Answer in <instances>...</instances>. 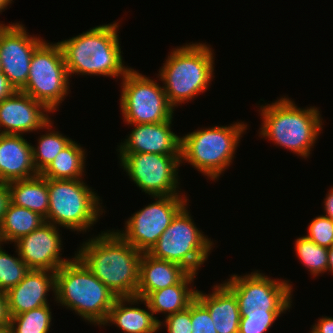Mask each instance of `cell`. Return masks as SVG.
<instances>
[{"label":"cell","instance_id":"cell-1","mask_svg":"<svg viewBox=\"0 0 333 333\" xmlns=\"http://www.w3.org/2000/svg\"><path fill=\"white\" fill-rule=\"evenodd\" d=\"M108 232L88 239L75 255L116 297L136 296L142 252Z\"/></svg>","mask_w":333,"mask_h":333},{"label":"cell","instance_id":"cell-39","mask_svg":"<svg viewBox=\"0 0 333 333\" xmlns=\"http://www.w3.org/2000/svg\"><path fill=\"white\" fill-rule=\"evenodd\" d=\"M328 270L333 273V245L328 248Z\"/></svg>","mask_w":333,"mask_h":333},{"label":"cell","instance_id":"cell-6","mask_svg":"<svg viewBox=\"0 0 333 333\" xmlns=\"http://www.w3.org/2000/svg\"><path fill=\"white\" fill-rule=\"evenodd\" d=\"M213 50L202 43L175 48L159 71L169 103L175 108L208 89L213 77ZM180 103V104H179Z\"/></svg>","mask_w":333,"mask_h":333},{"label":"cell","instance_id":"cell-32","mask_svg":"<svg viewBox=\"0 0 333 333\" xmlns=\"http://www.w3.org/2000/svg\"><path fill=\"white\" fill-rule=\"evenodd\" d=\"M192 333H217L209 311L195 298L190 303Z\"/></svg>","mask_w":333,"mask_h":333},{"label":"cell","instance_id":"cell-30","mask_svg":"<svg viewBox=\"0 0 333 333\" xmlns=\"http://www.w3.org/2000/svg\"><path fill=\"white\" fill-rule=\"evenodd\" d=\"M13 257L3 251L0 242V291L7 292L9 289L18 285L30 268L19 257Z\"/></svg>","mask_w":333,"mask_h":333},{"label":"cell","instance_id":"cell-33","mask_svg":"<svg viewBox=\"0 0 333 333\" xmlns=\"http://www.w3.org/2000/svg\"><path fill=\"white\" fill-rule=\"evenodd\" d=\"M165 318L166 325L164 326H167L168 333H192L190 304L186 309Z\"/></svg>","mask_w":333,"mask_h":333},{"label":"cell","instance_id":"cell-37","mask_svg":"<svg viewBox=\"0 0 333 333\" xmlns=\"http://www.w3.org/2000/svg\"><path fill=\"white\" fill-rule=\"evenodd\" d=\"M15 88L9 83L7 77L0 71V102L11 96Z\"/></svg>","mask_w":333,"mask_h":333},{"label":"cell","instance_id":"cell-3","mask_svg":"<svg viewBox=\"0 0 333 333\" xmlns=\"http://www.w3.org/2000/svg\"><path fill=\"white\" fill-rule=\"evenodd\" d=\"M118 23L100 25L67 40L57 42L71 74L118 77L130 69L123 66Z\"/></svg>","mask_w":333,"mask_h":333},{"label":"cell","instance_id":"cell-41","mask_svg":"<svg viewBox=\"0 0 333 333\" xmlns=\"http://www.w3.org/2000/svg\"><path fill=\"white\" fill-rule=\"evenodd\" d=\"M0 333H12L10 325L1 326Z\"/></svg>","mask_w":333,"mask_h":333},{"label":"cell","instance_id":"cell-11","mask_svg":"<svg viewBox=\"0 0 333 333\" xmlns=\"http://www.w3.org/2000/svg\"><path fill=\"white\" fill-rule=\"evenodd\" d=\"M120 108L128 124L160 123L173 118L164 88L130 68L122 78Z\"/></svg>","mask_w":333,"mask_h":333},{"label":"cell","instance_id":"cell-31","mask_svg":"<svg viewBox=\"0 0 333 333\" xmlns=\"http://www.w3.org/2000/svg\"><path fill=\"white\" fill-rule=\"evenodd\" d=\"M305 237L319 246L330 248L333 245V220L325 215L314 218Z\"/></svg>","mask_w":333,"mask_h":333},{"label":"cell","instance_id":"cell-22","mask_svg":"<svg viewBox=\"0 0 333 333\" xmlns=\"http://www.w3.org/2000/svg\"><path fill=\"white\" fill-rule=\"evenodd\" d=\"M138 302H141V298L137 296L117 297L103 325L113 323L124 333H156L163 322L156 319L151 310L148 312L126 304L134 305Z\"/></svg>","mask_w":333,"mask_h":333},{"label":"cell","instance_id":"cell-12","mask_svg":"<svg viewBox=\"0 0 333 333\" xmlns=\"http://www.w3.org/2000/svg\"><path fill=\"white\" fill-rule=\"evenodd\" d=\"M119 156L120 166L142 192L152 197L179 195L176 190L178 167L183 163L181 155L120 153Z\"/></svg>","mask_w":333,"mask_h":333},{"label":"cell","instance_id":"cell-15","mask_svg":"<svg viewBox=\"0 0 333 333\" xmlns=\"http://www.w3.org/2000/svg\"><path fill=\"white\" fill-rule=\"evenodd\" d=\"M47 112L51 111L43 103L16 90L0 102V128L3 127L0 133L22 135L42 128L52 130V121Z\"/></svg>","mask_w":333,"mask_h":333},{"label":"cell","instance_id":"cell-38","mask_svg":"<svg viewBox=\"0 0 333 333\" xmlns=\"http://www.w3.org/2000/svg\"><path fill=\"white\" fill-rule=\"evenodd\" d=\"M325 202V216L331 218L333 220V188L330 189L328 195H326V198L324 200Z\"/></svg>","mask_w":333,"mask_h":333},{"label":"cell","instance_id":"cell-13","mask_svg":"<svg viewBox=\"0 0 333 333\" xmlns=\"http://www.w3.org/2000/svg\"><path fill=\"white\" fill-rule=\"evenodd\" d=\"M155 202L137 211L126 221L125 231L117 232L134 248L148 252L169 227L176 214L187 205L183 195L156 196Z\"/></svg>","mask_w":333,"mask_h":333},{"label":"cell","instance_id":"cell-19","mask_svg":"<svg viewBox=\"0 0 333 333\" xmlns=\"http://www.w3.org/2000/svg\"><path fill=\"white\" fill-rule=\"evenodd\" d=\"M37 175L32 145L27 139L23 135L0 133V182L9 183Z\"/></svg>","mask_w":333,"mask_h":333},{"label":"cell","instance_id":"cell-4","mask_svg":"<svg viewBox=\"0 0 333 333\" xmlns=\"http://www.w3.org/2000/svg\"><path fill=\"white\" fill-rule=\"evenodd\" d=\"M55 272V300L95 325L106 321L116 296L75 255Z\"/></svg>","mask_w":333,"mask_h":333},{"label":"cell","instance_id":"cell-5","mask_svg":"<svg viewBox=\"0 0 333 333\" xmlns=\"http://www.w3.org/2000/svg\"><path fill=\"white\" fill-rule=\"evenodd\" d=\"M262 126L260 134L268 137L303 158H308L319 132L322 131L321 115L317 107L298 108L289 98L261 106Z\"/></svg>","mask_w":333,"mask_h":333},{"label":"cell","instance_id":"cell-35","mask_svg":"<svg viewBox=\"0 0 333 333\" xmlns=\"http://www.w3.org/2000/svg\"><path fill=\"white\" fill-rule=\"evenodd\" d=\"M10 320L11 316L9 313L6 293L0 291V327L10 325Z\"/></svg>","mask_w":333,"mask_h":333},{"label":"cell","instance_id":"cell-16","mask_svg":"<svg viewBox=\"0 0 333 333\" xmlns=\"http://www.w3.org/2000/svg\"><path fill=\"white\" fill-rule=\"evenodd\" d=\"M14 244H16V252L19 257L30 269L56 272L62 265L70 261L60 258L61 238L57 226L52 223H43Z\"/></svg>","mask_w":333,"mask_h":333},{"label":"cell","instance_id":"cell-29","mask_svg":"<svg viewBox=\"0 0 333 333\" xmlns=\"http://www.w3.org/2000/svg\"><path fill=\"white\" fill-rule=\"evenodd\" d=\"M296 255L312 275L328 271V248L317 245L305 236L296 239Z\"/></svg>","mask_w":333,"mask_h":333},{"label":"cell","instance_id":"cell-25","mask_svg":"<svg viewBox=\"0 0 333 333\" xmlns=\"http://www.w3.org/2000/svg\"><path fill=\"white\" fill-rule=\"evenodd\" d=\"M45 222L40 214L10 202L0 226V242H16Z\"/></svg>","mask_w":333,"mask_h":333},{"label":"cell","instance_id":"cell-21","mask_svg":"<svg viewBox=\"0 0 333 333\" xmlns=\"http://www.w3.org/2000/svg\"><path fill=\"white\" fill-rule=\"evenodd\" d=\"M212 294L196 291V299L209 311L217 333H238L240 311L236 296L224 285H214Z\"/></svg>","mask_w":333,"mask_h":333},{"label":"cell","instance_id":"cell-20","mask_svg":"<svg viewBox=\"0 0 333 333\" xmlns=\"http://www.w3.org/2000/svg\"><path fill=\"white\" fill-rule=\"evenodd\" d=\"M189 271L174 262L157 259L147 252L140 260L139 285L136 296L145 299L151 292L180 282Z\"/></svg>","mask_w":333,"mask_h":333},{"label":"cell","instance_id":"cell-40","mask_svg":"<svg viewBox=\"0 0 333 333\" xmlns=\"http://www.w3.org/2000/svg\"><path fill=\"white\" fill-rule=\"evenodd\" d=\"M11 1L13 0H0V12L10 5V3H12Z\"/></svg>","mask_w":333,"mask_h":333},{"label":"cell","instance_id":"cell-24","mask_svg":"<svg viewBox=\"0 0 333 333\" xmlns=\"http://www.w3.org/2000/svg\"><path fill=\"white\" fill-rule=\"evenodd\" d=\"M11 202L27 208L47 219L49 210L48 179L38 174L29 179L15 180L8 183Z\"/></svg>","mask_w":333,"mask_h":333},{"label":"cell","instance_id":"cell-23","mask_svg":"<svg viewBox=\"0 0 333 333\" xmlns=\"http://www.w3.org/2000/svg\"><path fill=\"white\" fill-rule=\"evenodd\" d=\"M196 274L188 273L180 282L170 287L151 292L141 302L145 304L148 310L153 314L165 313L166 317L176 312L186 309L195 299L196 291L188 287L193 282ZM168 313V315H167Z\"/></svg>","mask_w":333,"mask_h":333},{"label":"cell","instance_id":"cell-8","mask_svg":"<svg viewBox=\"0 0 333 333\" xmlns=\"http://www.w3.org/2000/svg\"><path fill=\"white\" fill-rule=\"evenodd\" d=\"M48 193L49 210L45 221L55 226L86 232L102 215L99 196L82 178L48 179Z\"/></svg>","mask_w":333,"mask_h":333},{"label":"cell","instance_id":"cell-7","mask_svg":"<svg viewBox=\"0 0 333 333\" xmlns=\"http://www.w3.org/2000/svg\"><path fill=\"white\" fill-rule=\"evenodd\" d=\"M231 125L203 128L181 137V160L217 180L232 162L238 141L247 130L243 122Z\"/></svg>","mask_w":333,"mask_h":333},{"label":"cell","instance_id":"cell-17","mask_svg":"<svg viewBox=\"0 0 333 333\" xmlns=\"http://www.w3.org/2000/svg\"><path fill=\"white\" fill-rule=\"evenodd\" d=\"M172 118L160 123L135 125L124 143L118 147L120 153H155L181 155V137L171 131Z\"/></svg>","mask_w":333,"mask_h":333},{"label":"cell","instance_id":"cell-26","mask_svg":"<svg viewBox=\"0 0 333 333\" xmlns=\"http://www.w3.org/2000/svg\"><path fill=\"white\" fill-rule=\"evenodd\" d=\"M85 158V150L72 141L55 156L41 175L46 179H81Z\"/></svg>","mask_w":333,"mask_h":333},{"label":"cell","instance_id":"cell-27","mask_svg":"<svg viewBox=\"0 0 333 333\" xmlns=\"http://www.w3.org/2000/svg\"><path fill=\"white\" fill-rule=\"evenodd\" d=\"M72 142L58 132H49L41 135L36 147L32 146L33 165L38 174H41L54 160L55 156Z\"/></svg>","mask_w":333,"mask_h":333},{"label":"cell","instance_id":"cell-34","mask_svg":"<svg viewBox=\"0 0 333 333\" xmlns=\"http://www.w3.org/2000/svg\"><path fill=\"white\" fill-rule=\"evenodd\" d=\"M11 202V193L8 183L0 182V226L3 222L7 208Z\"/></svg>","mask_w":333,"mask_h":333},{"label":"cell","instance_id":"cell-36","mask_svg":"<svg viewBox=\"0 0 333 333\" xmlns=\"http://www.w3.org/2000/svg\"><path fill=\"white\" fill-rule=\"evenodd\" d=\"M315 333H333V318L322 317L312 328Z\"/></svg>","mask_w":333,"mask_h":333},{"label":"cell","instance_id":"cell-9","mask_svg":"<svg viewBox=\"0 0 333 333\" xmlns=\"http://www.w3.org/2000/svg\"><path fill=\"white\" fill-rule=\"evenodd\" d=\"M186 206L176 214L147 253L154 258L182 265L190 273L197 274L199 267L208 259L213 242L198 230Z\"/></svg>","mask_w":333,"mask_h":333},{"label":"cell","instance_id":"cell-2","mask_svg":"<svg viewBox=\"0 0 333 333\" xmlns=\"http://www.w3.org/2000/svg\"><path fill=\"white\" fill-rule=\"evenodd\" d=\"M223 284L237 299L238 333H266L291 306L292 286L286 280L276 281L256 271L242 277L234 274Z\"/></svg>","mask_w":333,"mask_h":333},{"label":"cell","instance_id":"cell-18","mask_svg":"<svg viewBox=\"0 0 333 333\" xmlns=\"http://www.w3.org/2000/svg\"><path fill=\"white\" fill-rule=\"evenodd\" d=\"M50 289L55 292V272L30 269L18 285L6 292L10 316L49 305L46 296Z\"/></svg>","mask_w":333,"mask_h":333},{"label":"cell","instance_id":"cell-10","mask_svg":"<svg viewBox=\"0 0 333 333\" xmlns=\"http://www.w3.org/2000/svg\"><path fill=\"white\" fill-rule=\"evenodd\" d=\"M69 74L58 43L43 41L33 52L26 85L20 90L51 112L68 94Z\"/></svg>","mask_w":333,"mask_h":333},{"label":"cell","instance_id":"cell-28","mask_svg":"<svg viewBox=\"0 0 333 333\" xmlns=\"http://www.w3.org/2000/svg\"><path fill=\"white\" fill-rule=\"evenodd\" d=\"M52 315L49 305L14 315L10 320L12 333H48Z\"/></svg>","mask_w":333,"mask_h":333},{"label":"cell","instance_id":"cell-14","mask_svg":"<svg viewBox=\"0 0 333 333\" xmlns=\"http://www.w3.org/2000/svg\"><path fill=\"white\" fill-rule=\"evenodd\" d=\"M43 41L28 35L22 24H0L1 71L15 90L26 85L33 52Z\"/></svg>","mask_w":333,"mask_h":333}]
</instances>
